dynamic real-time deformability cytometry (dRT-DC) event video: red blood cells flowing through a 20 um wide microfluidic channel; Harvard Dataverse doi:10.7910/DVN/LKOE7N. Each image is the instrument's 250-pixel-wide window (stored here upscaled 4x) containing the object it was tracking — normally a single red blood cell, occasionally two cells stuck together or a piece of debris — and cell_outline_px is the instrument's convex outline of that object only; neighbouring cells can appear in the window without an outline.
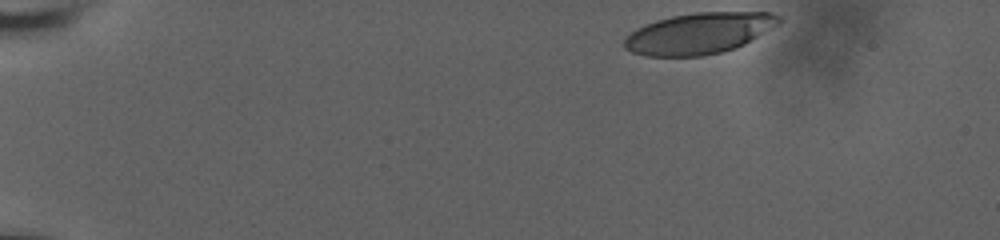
{"species": "human", "species_latin": "Homo sapiens", "temperature_condition": "room temperature", "stored_images_in_passage": 42, "camera_frame_rate_fps": 3000, "um_per_image_px": 0.085, "donor": {"sex": "male"}, "frame": {"image": 1, "passage_image": 1, "time_ms": 0.0, "image_size_px": [1000, 240], "cell_outline_px": [[784, 20], [780, 24], [744, 44], [736, 48], [704, 56], [644, 56], [632, 52], [624, 48], [624, 36], [636, 28], [644, 24], [656, 20], [672, 16], [696, 12], [772, 12], [784, 16]], "centroid_in_image_um": [59.44, 2.82], "position_along_channel_um": 25.6, "area_um2": 37.51}}
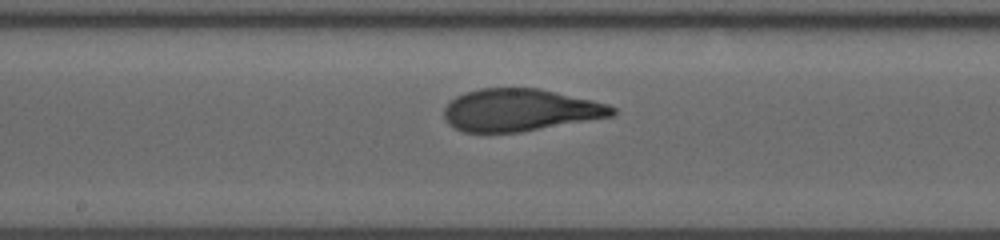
{"frame": {"image": 2, "passage_image": 25, "time_ms": 8.0, "image_size_px": [1000, 240], "cell_outline_px": [[616, 112], [612, 116], [520, 132], [464, 132], [448, 124], [444, 116], [444, 108], [456, 96], [464, 92], [480, 88], [540, 88], [592, 100], [608, 104], [616, 108]], "centroid_in_image_um": [44.2, 9.34], "position_along_channel_um": 204.0, "area_um2": 41.33}}
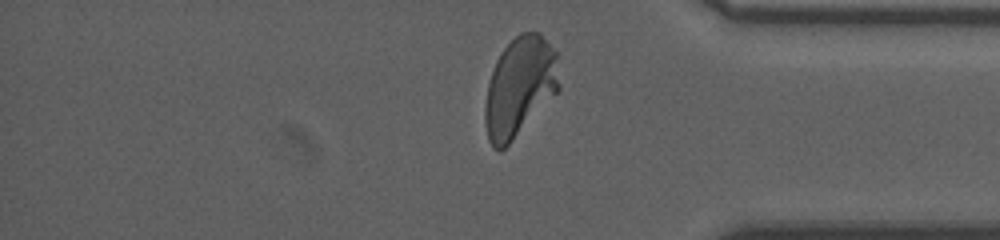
{"frame": {"image": 3, "passage_image": 41, "time_ms": 13.333, "image_size_px": [1000, 240], "cell_outline_px": [[560, 88], [508, 144], [500, 152], [492, 148], [488, 140], [484, 124], [484, 108], [488, 84], [496, 60], [504, 48], [520, 32], [540, 32], [556, 52], [560, 84]], "centroid_in_image_um": [44.15, 7.38], "position_along_channel_um": 391.1, "area_um2": 42.66}, "authors_computed_cell_mechanics": {"area_um2": 41.4426, "velocity_mm_per_s": 3.7128, "shape_relaxation_time_tau1_ms": 4.3622, "shape_relaxation_time_tau2_ms": 0.7371, "deformation_change_tau1": 0.2005, "deformation_change_tau2": 0.0749}}